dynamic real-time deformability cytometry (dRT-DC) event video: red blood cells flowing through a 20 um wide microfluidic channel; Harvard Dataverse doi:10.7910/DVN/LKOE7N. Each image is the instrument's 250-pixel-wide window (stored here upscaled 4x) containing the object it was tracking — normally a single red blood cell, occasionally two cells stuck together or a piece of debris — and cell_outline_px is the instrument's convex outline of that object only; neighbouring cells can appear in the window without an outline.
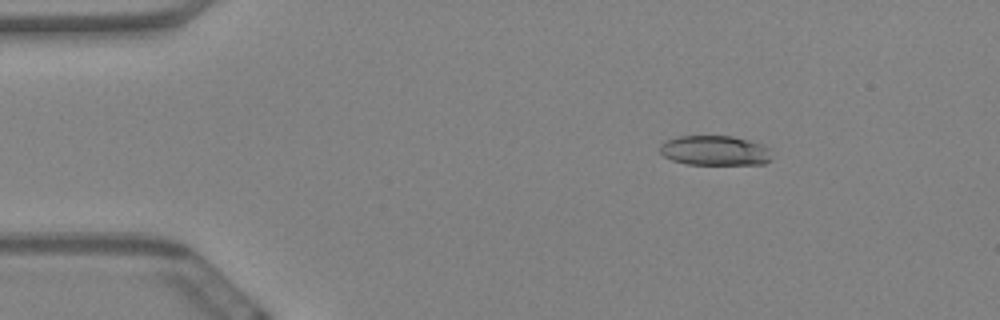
{"species": "Egyptian fruit bat (a non-hibernating species)", "species_latin": "Rousettus aegyptiacus", "temperature_condition": "warm", "stored_images_in_passage": 61, "camera_frame_rate_fps": 3000, "um_per_image_px": 0.085, "animal": {"sex": "female"}, "frame": {"image": 1, "passage_image": 10, "time_ms": 3.0, "image_size_px": [1000, 320], "cell_outline_px": [[768, 160], [764, 164], [688, 164], [672, 160], [664, 156], [660, 152], [660, 144], [668, 140], [680, 136], [732, 136], [748, 140], [760, 144], [768, 148]], "centroid_in_image_um": [60.71, 12.79], "position_along_channel_um": 24.3, "area_um2": 19.07}}
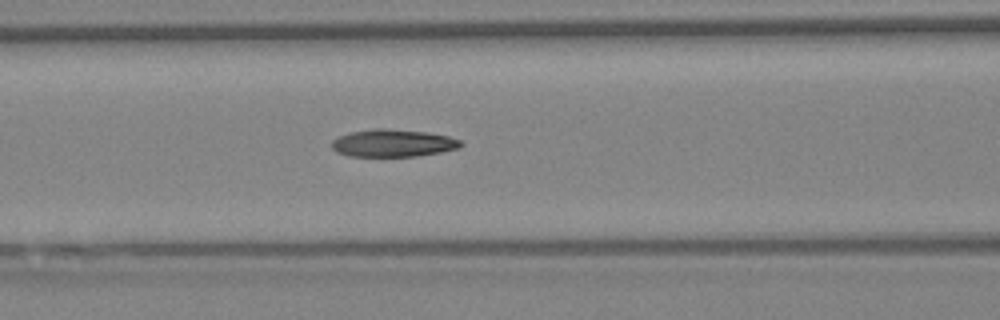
{"frame": {"image": 2, "passage_image": 26, "time_ms": 8.333, "image_size_px": [1000, 320], "cell_outline_px": [[464, 144], [456, 148], [440, 152], [416, 156], [348, 156], [336, 152], [332, 148], [332, 140], [340, 136], [352, 132], [376, 128], [384, 128], [424, 132], [448, 136], [460, 140]], "centroid_in_image_um": [33.38, 12.17], "position_along_channel_um": 133.2, "area_um2": 20.4}}
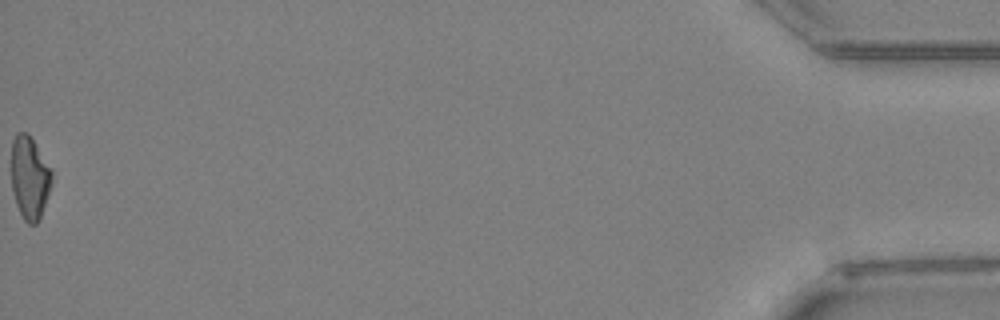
{"frame": {"image": 3, "passage_image": 61, "time_ms": 20.0, "image_size_px": [1000, 320], "cell_outline_px": [[52, 184], [40, 216], [36, 224], [28, 224], [24, 220], [16, 204], [12, 188], [12, 140], [16, 132], [28, 132], [52, 172]], "centroid_in_image_um": [2.51, 15.09], "position_along_channel_um": 432.7, "area_um2": 19.25}, "authors_computed_cell_mechanics": {"area_um2": 20.4034, "velocity_mm_per_s": 3.4576, "shape_relaxation_time_tau1_ms": null, "shape_relaxation_time_tau2_ms": 4.021, "deformation_change_tau1": null, "deformation_change_tau2": 0.1304}}